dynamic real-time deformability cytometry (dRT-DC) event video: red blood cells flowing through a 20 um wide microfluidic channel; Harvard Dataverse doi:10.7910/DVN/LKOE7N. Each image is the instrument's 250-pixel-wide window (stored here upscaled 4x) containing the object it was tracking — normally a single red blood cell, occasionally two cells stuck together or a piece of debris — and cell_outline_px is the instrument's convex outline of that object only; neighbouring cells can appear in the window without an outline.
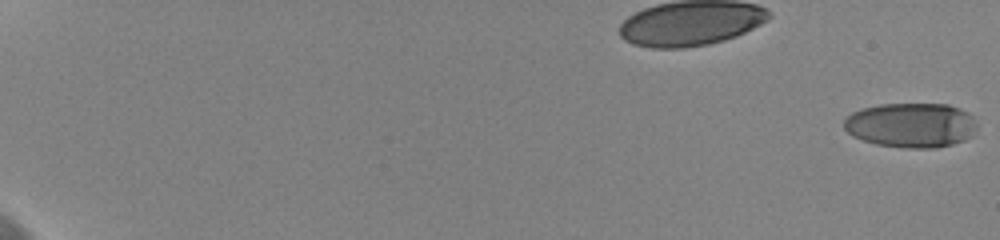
{"species": "human", "species_latin": "Homo sapiens", "temperature_condition": "cold", "stored_images_in_passage": 60, "camera_frame_rate_fps": 3000, "um_per_image_px": 0.085, "donor": {"sex": "female"}, "frame": {"image": 1, "passage_image": 1, "time_ms": 0.0, "image_size_px": [1000, 240], "cell_outline_px": [[976, 128], [972, 136], [964, 140], [952, 144], [936, 148], [904, 148], [876, 144], [852, 136], [844, 128], [844, 120], [852, 112], [864, 108], [880, 104], [948, 104], [960, 108], [968, 112], [972, 116], [976, 124]], "centroid_in_image_um": [77.46, 10.64], "position_along_channel_um": 7.5, "area_um2": 34.74}}
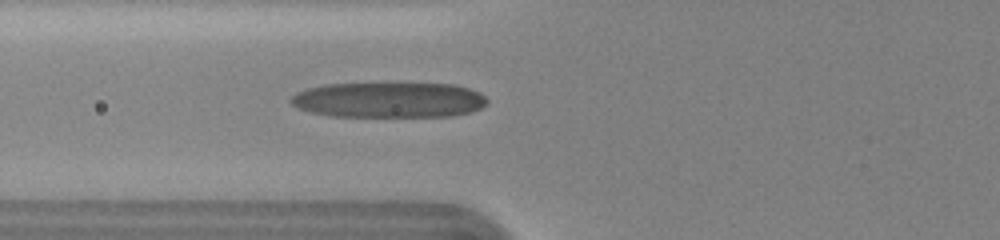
{"frame": {"image": 2, "passage_image": 27, "time_ms": 8.667, "image_size_px": [1000, 240], "cell_outline_px": [[488, 104], [480, 108], [468, 112], [452, 116], [332, 116], [312, 112], [296, 108], [288, 100], [296, 92], [308, 88], [328, 84], [452, 84], [468, 88], [480, 92], [488, 100]], "centroid_in_image_um": [33.05, 8.5], "position_along_channel_um": 92.8, "area_um2": 40.29}}
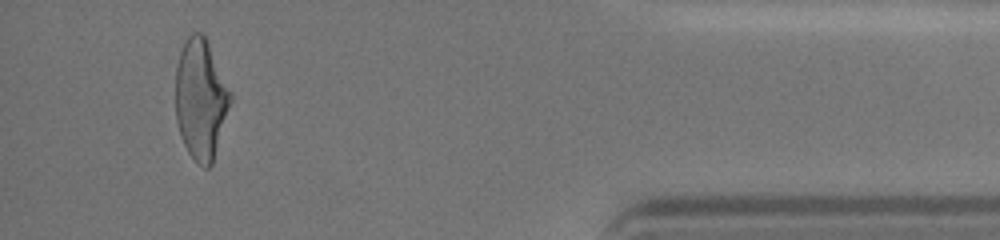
{"frame": {"image": 3, "passage_image": 57, "time_ms": 18.667, "image_size_px": [1000, 240], "cell_outline_px": [[232, 100], [212, 164], [208, 168], [204, 168], [196, 164], [188, 152], [184, 144], [176, 120], [176, 64], [180, 52], [188, 36], [192, 32], [204, 32], [232, 92]], "centroid_in_image_um": [17.08, 8.41], "position_along_channel_um": 418.1, "area_um2": 38.84}, "authors_computed_cell_mechanics": {"area_um2": 38.7838, "velocity_mm_per_s": 3.6488, "shape_relaxation_time_tau1_ms": 4.2111, "shape_relaxation_time_tau2_ms": 1.6852, "deformation_change_tau1": 0.2149, "deformation_change_tau2": 0.1129}}